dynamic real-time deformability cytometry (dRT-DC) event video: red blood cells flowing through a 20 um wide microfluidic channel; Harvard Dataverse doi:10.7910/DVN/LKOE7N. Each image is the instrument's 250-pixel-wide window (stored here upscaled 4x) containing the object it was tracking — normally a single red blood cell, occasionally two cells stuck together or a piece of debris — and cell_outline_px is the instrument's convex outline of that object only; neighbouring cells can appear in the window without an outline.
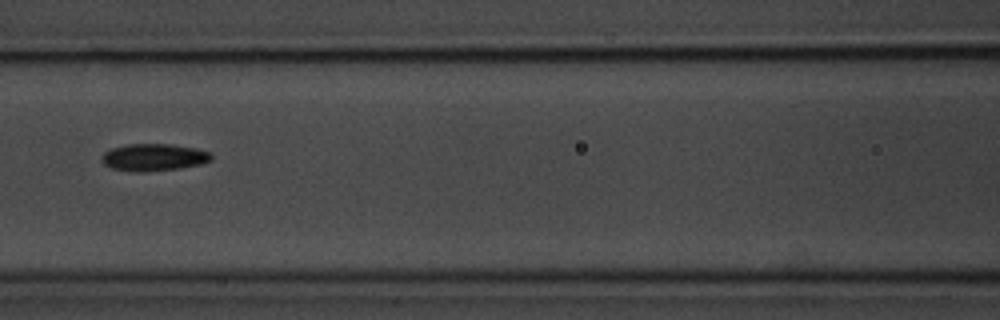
{"species": "common noctule bat (a hibernating species)", "species_latin": "Nyctalus noctula", "temperature_condition": "room temperature", "stored_images_in_passage": 4, "camera_frame_rate_fps": 3000, "um_per_image_px": 0.085, "animal": {"sex": "male", "body_mass_g": 20.1, "forearm_length_mm": 53.5}, "frame": {"image": 1, "passage_image": 4, "time_ms": 4.333, "image_size_px": [1000, 320], "cell_outline_px": [[212, 160], [200, 164], [180, 168], [144, 172], [136, 172], [112, 168], [104, 164], [100, 160], [100, 156], [104, 152], [112, 148], [128, 144], [168, 144], [196, 148], [212, 152]], "centroid_in_image_um": [13.06, 13.37], "position_along_channel_um": 153.5, "area_um2": 17.46}}